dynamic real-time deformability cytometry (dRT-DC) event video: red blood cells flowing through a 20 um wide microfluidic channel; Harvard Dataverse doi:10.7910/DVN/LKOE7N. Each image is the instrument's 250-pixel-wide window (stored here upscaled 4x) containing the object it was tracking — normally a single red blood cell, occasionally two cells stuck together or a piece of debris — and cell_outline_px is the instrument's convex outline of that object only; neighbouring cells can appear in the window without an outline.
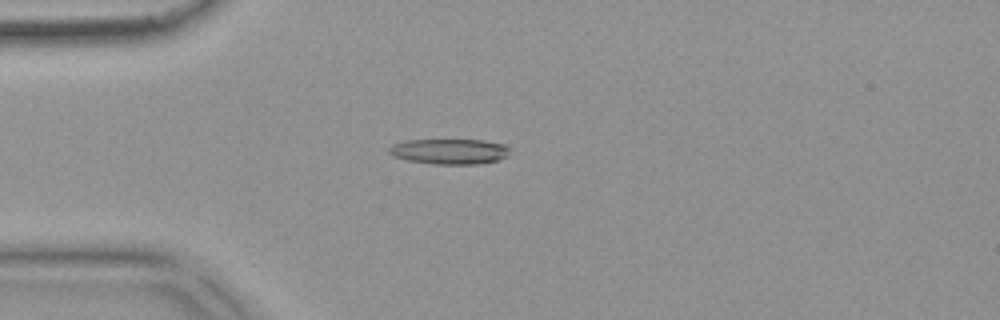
{"species": "common noctule bat (a hibernating species)", "species_latin": "Nyctalus noctula", "temperature_condition": "warm", "stored_images_in_passage": 53, "camera_frame_rate_fps": 3000, "um_per_image_px": 0.085, "animal": {"sex": "female", "body_mass_g": 18.4}, "frame": {"image": 1, "passage_image": 14, "time_ms": 4.333, "image_size_px": [1000, 320], "cell_outline_px": [[508, 156], [500, 160], [480, 164], [432, 164], [408, 160], [392, 156], [388, 152], [388, 148], [392, 144], [408, 140], [484, 140], [504, 144], [508, 148]], "centroid_in_image_um": [38.21, 12.88], "position_along_channel_um": 46.8, "area_um2": 17.98}}
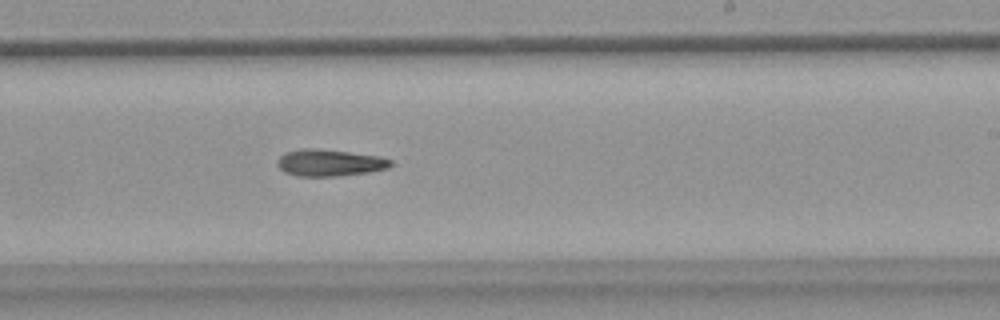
{"frame": {"image": 2, "passage_image": 32, "time_ms": 10.333, "image_size_px": [1000, 320], "cell_outline_px": [[392, 164], [388, 168], [368, 172], [340, 176], [296, 176], [284, 172], [276, 164], [276, 160], [284, 152], [304, 148], [312, 148], [348, 152], [380, 156], [392, 160]], "centroid_in_image_um": [27.98, 13.84], "position_along_channel_um": 261.0, "area_um2": 17.74}}
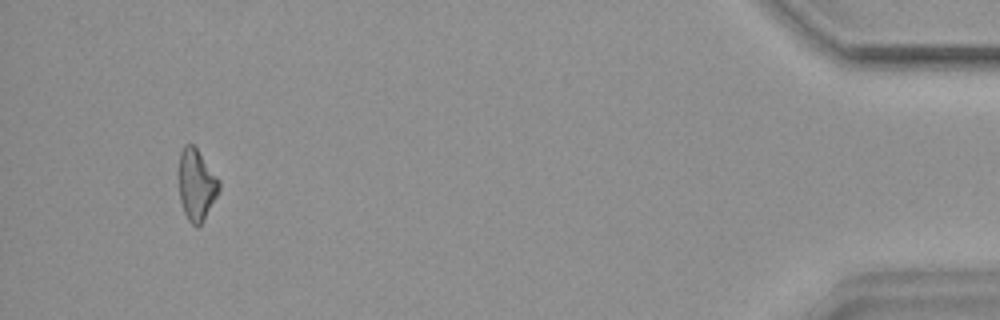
{"frame": {"image": 3, "passage_image": 50, "time_ms": 16.333, "image_size_px": [1000, 320], "cell_outline_px": [[220, 188], [216, 196], [200, 224], [196, 228], [188, 220], [184, 212], [180, 200], [180, 152], [184, 144], [192, 144], [196, 148], [220, 180]], "centroid_in_image_um": [16.7, 15.69], "position_along_channel_um": 418.5, "area_um2": 16.24}}